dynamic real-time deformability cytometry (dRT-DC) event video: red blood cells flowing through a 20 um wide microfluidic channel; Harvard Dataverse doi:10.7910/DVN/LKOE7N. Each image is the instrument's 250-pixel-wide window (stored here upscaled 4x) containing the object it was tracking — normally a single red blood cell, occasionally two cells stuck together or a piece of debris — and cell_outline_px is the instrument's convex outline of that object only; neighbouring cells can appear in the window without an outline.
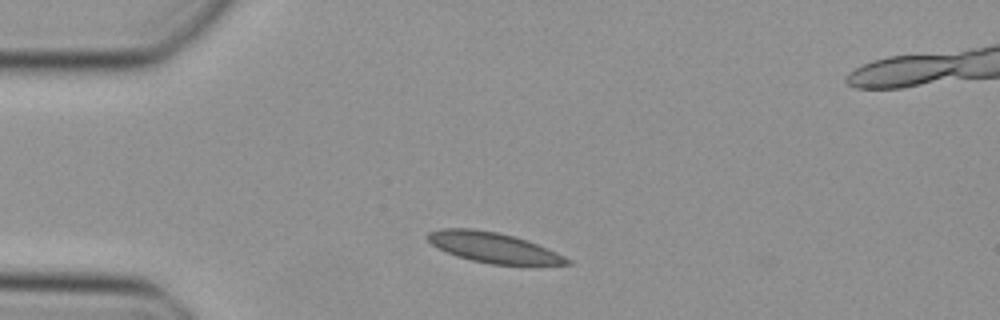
{"species": "Egyptian fruit bat (a non-hibernating species)", "species_latin": "Rousettus aegyptiacus", "temperature_condition": "cold", "stored_images_in_passage": 39, "camera_frame_rate_fps": 3000, "um_per_image_px": 0.085, "animal": {"sex": "female"}, "frame": {"image": 1, "passage_image": 1, "time_ms": 0.0, "image_size_px": [1000, 320], "cell_outline_px": [[572, 264], [492, 264], [472, 260], [436, 248], [424, 236], [428, 232], [440, 228], [472, 228], [496, 232], [528, 240], [556, 252], [572, 260]], "centroid_in_image_um": [41.9, 21.02], "position_along_channel_um": 43.1, "area_um2": 24.28}}
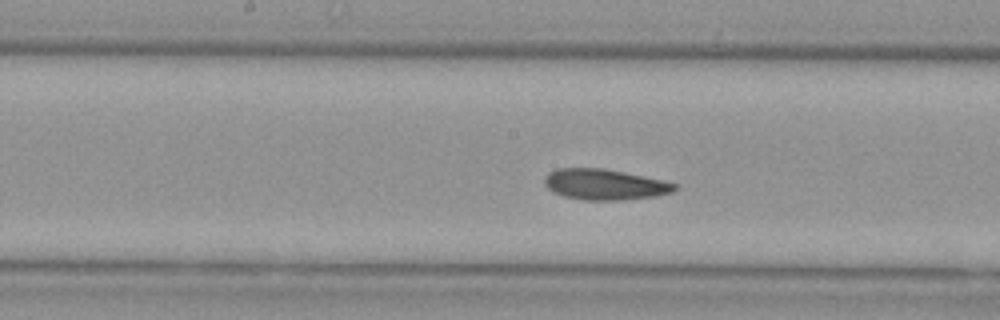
{"frame": {"image": 2, "passage_image": 14, "time_ms": 4.333, "image_size_px": [1000, 320], "cell_outline_px": [[676, 188], [672, 192], [656, 196], [624, 200], [580, 200], [564, 196], [552, 192], [544, 184], [544, 176], [548, 172], [556, 168], [604, 168], [664, 180], [676, 184]], "centroid_in_image_um": [51.36, 15.68], "position_along_channel_um": 196.8, "area_um2": 23.52}}
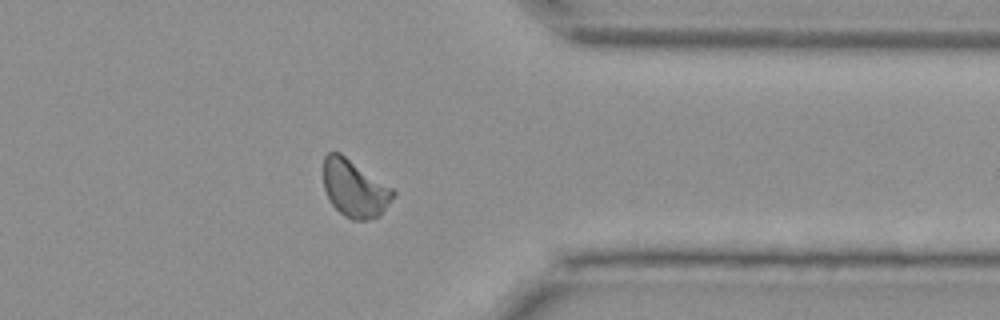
{"frame": {"image": 3, "passage_image": 28, "time_ms": 9.0, "image_size_px": [1000, 320], "cell_outline_px": [[396, 192], [380, 216], [364, 220], [352, 220], [344, 216], [332, 204], [324, 188], [324, 156], [328, 152], [340, 152], [392, 188]], "centroid_in_image_um": [30.13, 16.02], "position_along_channel_um": 381.3, "area_um2": 23.0}}